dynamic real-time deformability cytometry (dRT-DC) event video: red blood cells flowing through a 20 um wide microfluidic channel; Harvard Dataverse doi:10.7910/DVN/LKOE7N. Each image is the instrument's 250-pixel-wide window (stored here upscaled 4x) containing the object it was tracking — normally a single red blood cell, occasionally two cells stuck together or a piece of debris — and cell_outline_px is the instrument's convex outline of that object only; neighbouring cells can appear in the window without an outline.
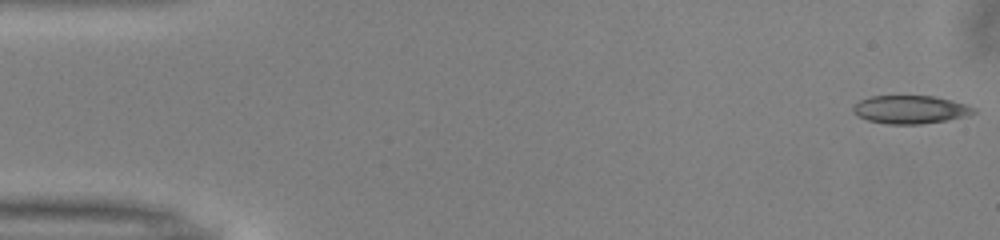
{"species": "common noctule bat (a hibernating species)", "species_latin": "Nyctalus noctula", "temperature_condition": "warm", "stored_images_in_passage": 51, "camera_frame_rate_fps": 3000, "um_per_image_px": 0.085, "animal": {"sex": "male", "body_mass_g": 13.0, "forearm_length_mm": 53.1}, "frame": {"image": 1, "passage_image": 1, "time_ms": 0.0, "image_size_px": [1000, 240], "cell_outline_px": [[976, 112], [968, 116], [920, 124], [888, 124], [868, 120], [852, 112], [852, 104], [860, 100], [872, 96], [936, 96], [952, 100], [976, 108]], "centroid_in_image_um": [77.37, 9.3], "position_along_channel_um": 7.6, "area_um2": 19.77}}
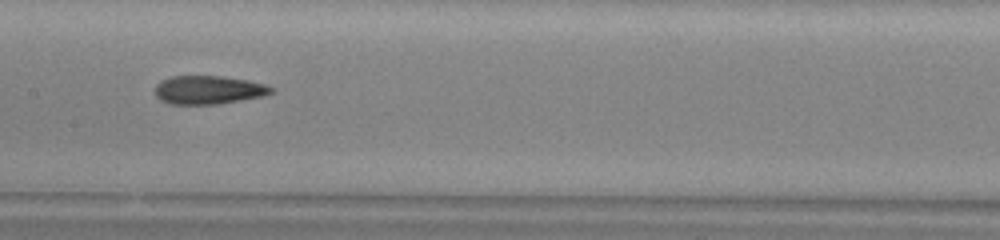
{"frame": {"image": 2, "passage_image": 25, "time_ms": 8.0, "image_size_px": [1000, 240], "cell_outline_px": [[272, 92], [264, 96], [216, 104], [168, 104], [160, 100], [156, 96], [156, 84], [160, 80], [172, 76], [220, 76], [248, 80], [264, 84], [272, 88]], "centroid_in_image_um": [17.68, 7.64], "position_along_channel_um": 189.7, "area_um2": 19.19}}
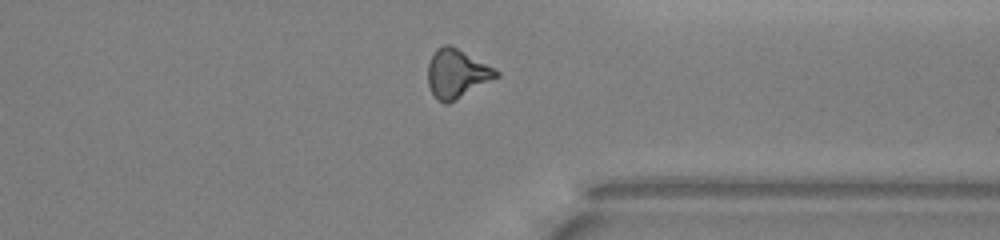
{"frame": {"image": 3, "passage_image": 39, "time_ms": 12.667, "image_size_px": [1000, 240], "cell_outline_px": [[500, 76], [448, 104], [444, 104], [436, 100], [428, 84], [428, 64], [436, 48], [444, 44], [452, 44], [500, 72]], "centroid_in_image_um": [38.81, 6.25], "position_along_channel_um": 372.6, "area_um2": 19.48}, "authors_computed_cell_mechanics": {"area_um2": 19.4786, "velocity_mm_per_s": 4.0039, "shape_relaxation_time_tau1_ms": 10.3013, "shape_relaxation_time_tau2_ms": 2.2858, "deformation_change_tau1": 0.2291, "deformation_change_tau2": 0.1072}}